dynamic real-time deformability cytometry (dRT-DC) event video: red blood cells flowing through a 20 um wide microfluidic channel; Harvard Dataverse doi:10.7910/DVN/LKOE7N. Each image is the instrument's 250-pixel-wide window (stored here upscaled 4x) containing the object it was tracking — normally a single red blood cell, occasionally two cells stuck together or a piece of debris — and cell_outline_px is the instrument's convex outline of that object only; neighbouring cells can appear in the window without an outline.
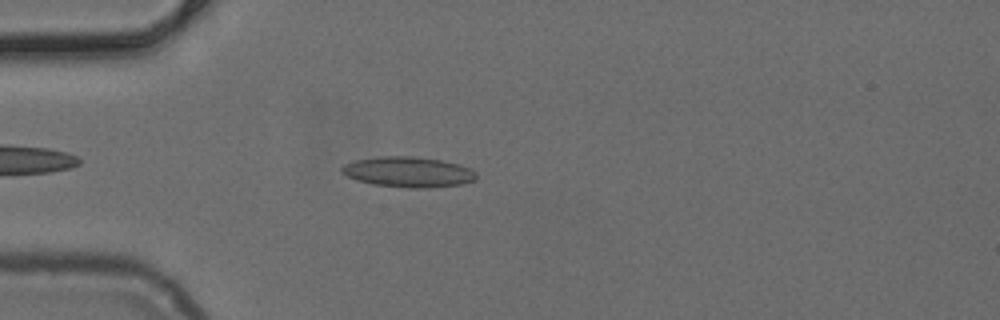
{"species": "common noctule bat (a hibernating species)", "species_latin": "Nyctalus noctula", "temperature_condition": "cold", "stored_images_in_passage": 35, "camera_frame_rate_fps": 3000, "um_per_image_px": 0.085, "animal": {"sex": "female", "body_mass_g": 24.6, "forearm_length_mm": 56.2}, "frame": {"image": 1, "passage_image": 5, "time_ms": 1.333, "image_size_px": [1000, 320], "cell_outline_px": [[476, 180], [460, 184], [428, 188], [408, 188], [372, 184], [356, 180], [340, 172], [340, 168], [344, 164], [356, 160], [376, 156], [412, 156], [440, 160], [460, 164], [472, 168], [476, 172]], "centroid_in_image_um": [34.7, 14.61], "position_along_channel_um": 50.3, "area_um2": 24.04}}
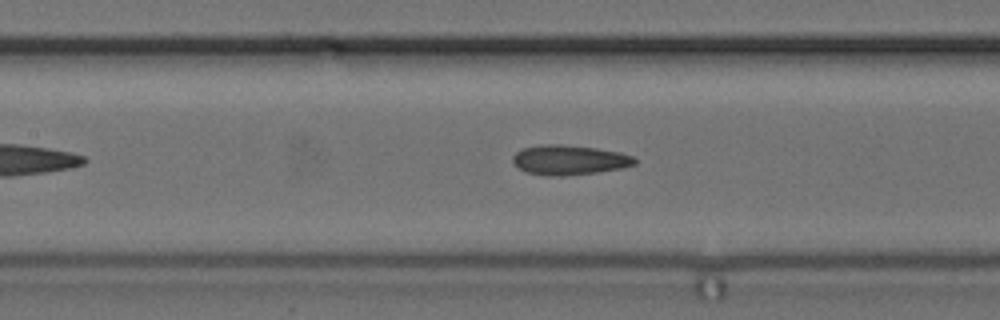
{"frame": {"image": 2, "passage_image": 14, "time_ms": 4.333, "image_size_px": [1000, 320], "cell_outline_px": [[636, 164], [624, 168], [596, 172], [560, 176], [548, 176], [528, 172], [520, 168], [512, 160], [512, 156], [520, 148], [540, 144], [560, 144], [596, 148], [620, 152], [632, 156], [636, 160]], "centroid_in_image_um": [48.38, 13.58], "position_along_channel_um": 159.0, "area_um2": 21.15}}
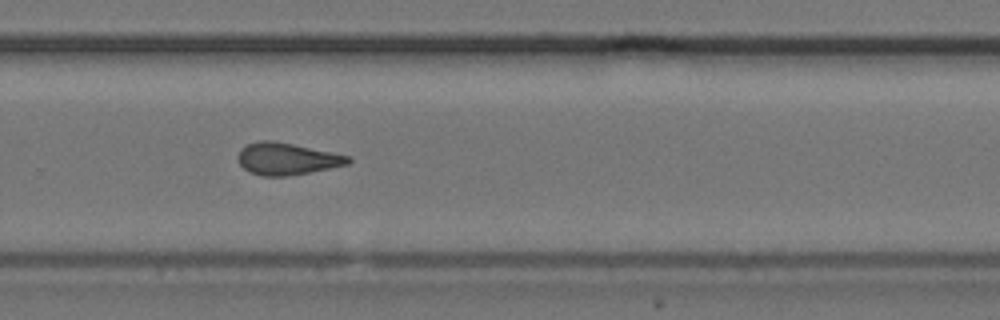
{"frame": {"image": 3, "passage_image": 25, "time_ms": 8.0, "image_size_px": [1000, 320], "cell_outline_px": [[352, 160], [348, 164], [288, 176], [260, 176], [248, 172], [240, 164], [236, 156], [240, 148], [248, 144], [260, 140], [272, 140], [332, 152], [348, 156]], "centroid_in_image_um": [24.32, 13.5], "position_along_channel_um": 305.5, "area_um2": 20.46}}